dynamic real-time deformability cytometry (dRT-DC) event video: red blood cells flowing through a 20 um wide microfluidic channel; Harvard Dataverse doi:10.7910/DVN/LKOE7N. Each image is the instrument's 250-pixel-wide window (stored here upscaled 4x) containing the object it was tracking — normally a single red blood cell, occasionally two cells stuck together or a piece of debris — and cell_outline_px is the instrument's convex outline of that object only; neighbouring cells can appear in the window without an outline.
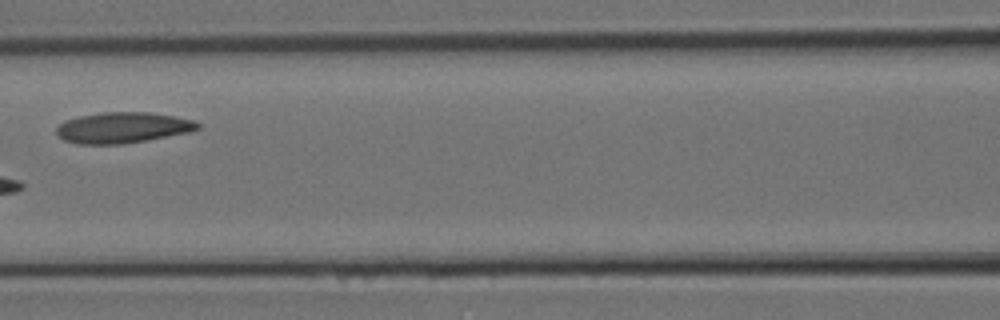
{"species": "Egyptian fruit bat (a non-hibernating species)", "species_latin": "Rousettus aegyptiacus", "temperature_condition": "room temperature", "stored_images_in_passage": 17, "camera_frame_rate_fps": 3000, "um_per_image_px": 0.085, "animal": {"sex": "female"}, "frame": {"image": 1, "passage_image": 7, "time_ms": 2.0, "image_size_px": [1000, 320], "cell_outline_px": [[200, 128], [188, 132], [124, 144], [76, 144], [64, 140], [56, 136], [56, 128], [64, 120], [80, 116], [104, 112], [148, 112], [176, 116], [192, 120], [200, 124]], "centroid_in_image_um": [10.39, 10.85], "position_along_channel_um": 156.2, "area_um2": 25.37}}
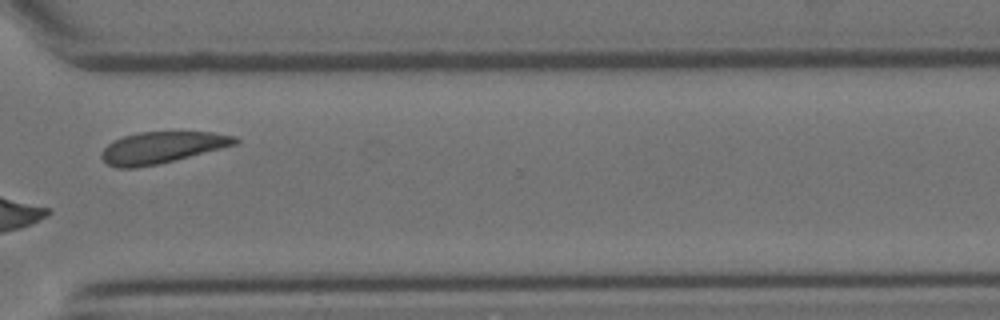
{"frame": {"image": 2, "passage_image": 13, "time_ms": 4.0, "image_size_px": [1000, 320], "cell_outline_px": [[240, 140], [236, 144], [156, 164], [136, 168], [116, 168], [108, 164], [100, 156], [104, 148], [112, 140], [124, 136], [140, 132], [212, 132], [236, 136]], "centroid_in_image_um": [13.72, 12.53], "position_along_channel_um": 356.9, "area_um2": 24.16}}